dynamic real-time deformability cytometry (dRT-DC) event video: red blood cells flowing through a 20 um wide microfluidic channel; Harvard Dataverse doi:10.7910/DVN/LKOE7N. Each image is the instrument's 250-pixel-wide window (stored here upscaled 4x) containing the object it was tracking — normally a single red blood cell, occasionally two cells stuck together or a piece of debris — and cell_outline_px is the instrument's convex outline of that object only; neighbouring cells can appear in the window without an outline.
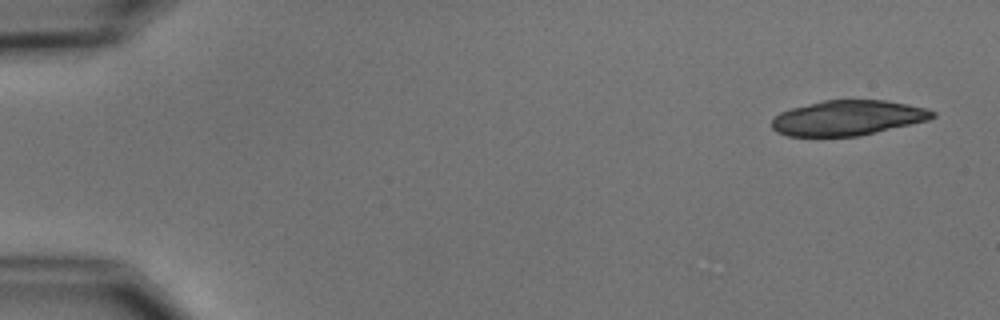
{"species": "common noctule bat (a hibernating species)", "species_latin": "Nyctalus noctula", "temperature_condition": "cold", "stored_images_in_passage": 2, "camera_frame_rate_fps": 3000, "um_per_image_px": 0.085, "animal": {"sex": "male", "body_mass_g": 15.6}, "frame": {"image": 1, "passage_image": 1, "time_ms": 0.0, "image_size_px": [1000, 320], "cell_outline_px": [[936, 116], [928, 120], [860, 136], [788, 136], [776, 132], [772, 128], [772, 120], [780, 112], [792, 108], [824, 100], [884, 100], [908, 104], [928, 108], [936, 112]], "centroid_in_image_um": [72.09, 10.02], "position_along_channel_um": 12.9, "area_um2": 32.83}}